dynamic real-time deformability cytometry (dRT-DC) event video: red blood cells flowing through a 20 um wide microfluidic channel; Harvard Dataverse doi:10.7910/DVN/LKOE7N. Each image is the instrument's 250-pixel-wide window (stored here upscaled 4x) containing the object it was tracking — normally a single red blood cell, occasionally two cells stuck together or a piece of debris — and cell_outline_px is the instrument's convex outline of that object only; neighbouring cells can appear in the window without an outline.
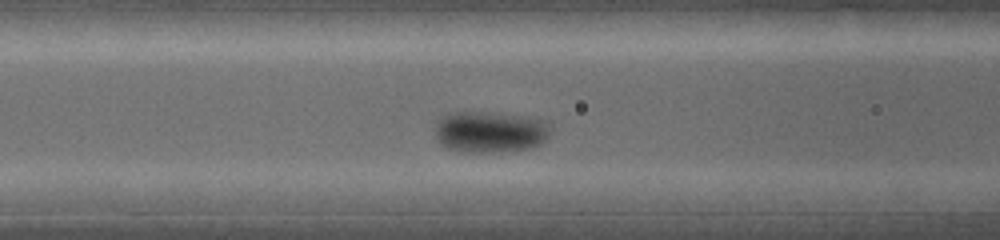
{"species": "common noctule bat (a hibernating species)", "species_latin": "Nyctalus noctula", "temperature_condition": "warm", "stored_images_in_passage": 11, "camera_frame_rate_fps": 5000, "um_per_image_px": 0.085, "animal": {"sex": "female", "body_mass_g": 19.0, "forearm_length_mm": 53.3}, "frame": {"image": 1, "passage_image": 10, "time_ms": 1.6, "image_size_px": [1000, 240], "cell_outline_px": [[552, 128], [548, 136], [540, 144], [524, 148], [480, 152], [448, 148], [440, 144], [432, 128], [436, 120], [444, 116], [456, 112], [480, 112], [520, 116], [540, 120], [548, 124]], "centroid_in_image_um": [41.58, 11.19], "position_along_channel_um": 125.0, "area_um2": 27.05}}